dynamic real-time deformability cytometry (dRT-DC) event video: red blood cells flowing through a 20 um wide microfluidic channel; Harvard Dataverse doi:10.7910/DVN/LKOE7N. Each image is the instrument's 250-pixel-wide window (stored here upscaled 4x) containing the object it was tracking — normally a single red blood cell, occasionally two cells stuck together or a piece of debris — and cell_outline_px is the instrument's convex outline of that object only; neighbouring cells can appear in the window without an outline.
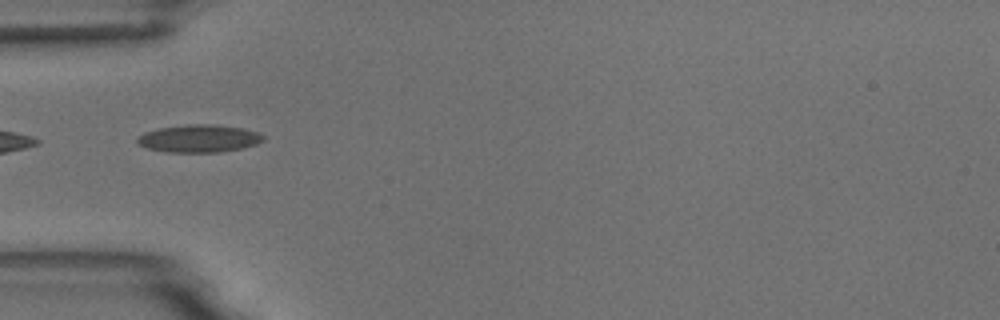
{"species": "common noctule bat (a hibernating species)", "species_latin": "Nyctalus noctula", "temperature_condition": "room temperature", "stored_images_in_passage": 6, "camera_frame_rate_fps": 3000, "um_per_image_px": 0.085, "animal": {"sex": "male", "body_mass_g": 18.8}, "frame": {"image": 1, "passage_image": 5, "time_ms": 4.667, "image_size_px": [1000, 320], "cell_outline_px": [[264, 140], [256, 144], [244, 148], [216, 152], [168, 152], [148, 148], [136, 144], [136, 136], [144, 132], [160, 128], [188, 124], [212, 124], [244, 128], [256, 132], [264, 136]], "centroid_in_image_um": [16.89, 11.77], "position_along_channel_um": 68.1, "area_um2": 20.35}}